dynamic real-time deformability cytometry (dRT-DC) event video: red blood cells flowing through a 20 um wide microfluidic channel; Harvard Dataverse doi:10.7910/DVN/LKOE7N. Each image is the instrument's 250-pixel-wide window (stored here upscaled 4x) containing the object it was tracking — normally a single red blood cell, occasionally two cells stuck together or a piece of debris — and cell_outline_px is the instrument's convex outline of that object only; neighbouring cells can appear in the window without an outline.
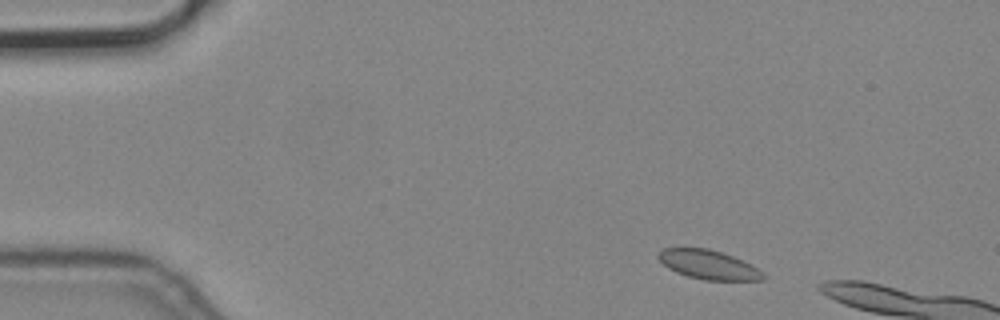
{"species": "common noctule bat (a hibernating species)", "species_latin": "Nyctalus noctula", "temperature_condition": "cold", "stored_images_in_passage": 6, "camera_frame_rate_fps": 3000, "um_per_image_px": 0.085, "animal": {"sex": "male", "body_mass_g": 19.2, "forearm_length_mm": 51.8}, "frame": {"image": 1, "passage_image": 2, "time_ms": 0.333, "image_size_px": [1000, 320], "cell_outline_px": [[768, 276], [764, 280], [704, 280], [688, 276], [676, 272], [668, 268], [656, 256], [664, 248], [708, 248], [732, 256], [752, 264], [764, 272]], "centroid_in_image_um": [60.27, 22.51], "position_along_channel_um": 24.7, "area_um2": 17.8}}